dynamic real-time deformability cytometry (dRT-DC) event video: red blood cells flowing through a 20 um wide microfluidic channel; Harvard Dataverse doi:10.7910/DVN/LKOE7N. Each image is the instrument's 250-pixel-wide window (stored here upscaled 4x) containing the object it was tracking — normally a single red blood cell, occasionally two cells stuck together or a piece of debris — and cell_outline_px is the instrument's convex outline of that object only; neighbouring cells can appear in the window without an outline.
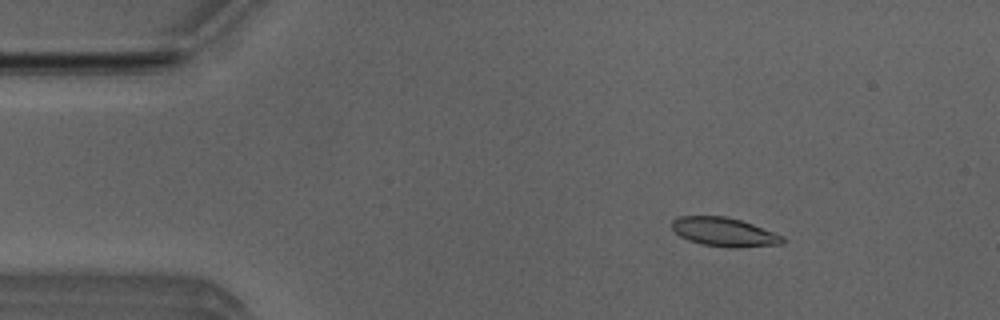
{"species": "Egyptian fruit bat (a non-hibernating species)", "species_latin": "Rousettus aegyptiacus", "temperature_condition": "room temperature", "stored_images_in_passage": 4, "camera_frame_rate_fps": 3000, "um_per_image_px": 0.085, "animal": {"sex": "male"}, "frame": {"image": 1, "passage_image": 2, "time_ms": 0.333, "image_size_px": [1000, 320], "cell_outline_px": [[788, 240], [784, 244], [740, 248], [732, 248], [700, 244], [688, 240], [680, 236], [672, 228], [672, 220], [680, 216], [728, 216], [752, 224], [784, 236]], "centroid_in_image_um": [61.6, 19.73], "position_along_channel_um": 23.4, "area_um2": 18.84}}